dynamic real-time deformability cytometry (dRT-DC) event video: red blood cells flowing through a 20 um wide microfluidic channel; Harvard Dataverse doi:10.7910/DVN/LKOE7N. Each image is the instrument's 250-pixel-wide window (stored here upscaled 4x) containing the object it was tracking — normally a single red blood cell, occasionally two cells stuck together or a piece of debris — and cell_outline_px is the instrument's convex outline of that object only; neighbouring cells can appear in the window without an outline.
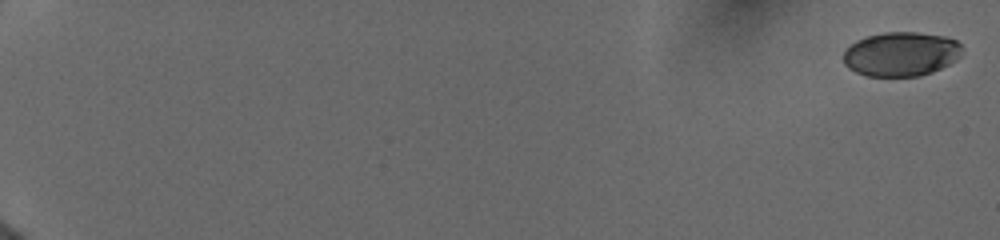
{"species": "human", "species_latin": "Homo sapiens", "temperature_condition": "cold", "stored_images_in_passage": 19, "camera_frame_rate_fps": 3000, "um_per_image_px": 0.085, "donor": {"sex": "female"}, "frame": {"image": 1, "passage_image": 1, "time_ms": 0.0, "image_size_px": [1000, 240], "cell_outline_px": [[960, 56], [956, 60], [932, 72], [920, 76], [864, 76], [848, 68], [844, 64], [844, 52], [856, 40], [868, 36], [884, 32], [916, 32], [944, 36], [956, 40], [960, 44]], "centroid_in_image_um": [76.57, 4.6], "position_along_channel_um": 8.4, "area_um2": 30.52}}
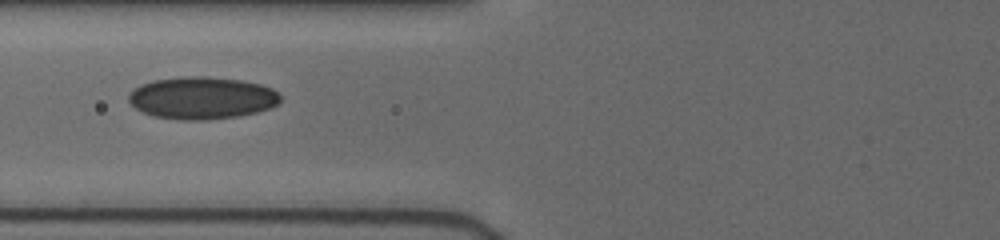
{"frame": {"image": 2, "passage_image": 14, "time_ms": 8.333, "image_size_px": [1000, 240], "cell_outline_px": [[280, 104], [272, 108], [240, 116], [208, 120], [180, 120], [152, 116], [136, 108], [128, 100], [128, 96], [132, 88], [140, 84], [152, 80], [184, 76], [204, 76], [240, 80], [260, 84], [272, 88], [280, 96]], "centroid_in_image_um": [17.16, 8.33], "position_along_channel_um": 108.6, "area_um2": 37.74}}
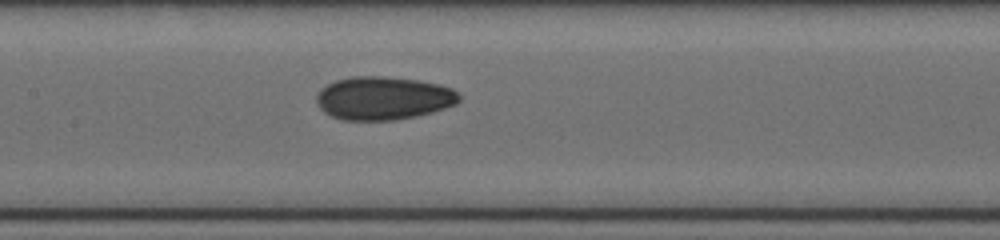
{"frame": {"image": 3, "passage_image": 19, "time_ms": 10.0, "image_size_px": [1000, 240], "cell_outline_px": [[460, 100], [456, 104], [432, 112], [416, 116], [396, 120], [344, 120], [332, 116], [324, 112], [316, 104], [316, 96], [320, 88], [336, 80], [352, 76], [380, 76], [416, 80], [440, 84], [452, 88], [460, 96]], "centroid_in_image_um": [32.57, 8.34], "position_along_channel_um": 174.8, "area_um2": 36.01}}